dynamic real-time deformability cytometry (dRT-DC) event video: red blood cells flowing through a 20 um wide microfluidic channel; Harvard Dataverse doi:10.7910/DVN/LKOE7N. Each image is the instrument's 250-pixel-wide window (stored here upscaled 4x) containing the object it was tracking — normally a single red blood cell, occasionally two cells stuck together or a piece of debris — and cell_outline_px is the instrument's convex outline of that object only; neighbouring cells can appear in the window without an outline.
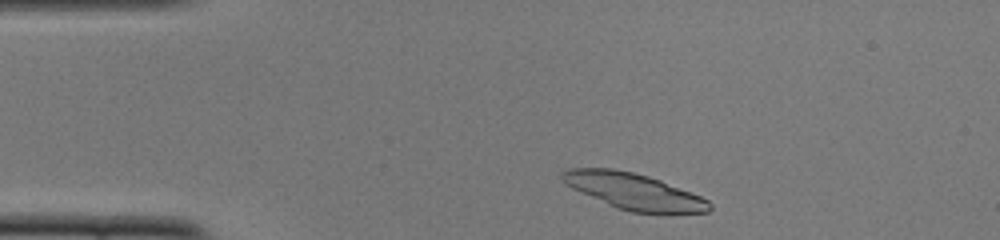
{"species": "common noctule bat (a hibernating species)", "species_latin": "Nyctalus noctula", "temperature_condition": "cold", "stored_images_in_passage": 43, "camera_frame_rate_fps": 3000, "um_per_image_px": 0.085, "animal": {"sex": "female", "body_mass_g": 22.0, "forearm_length_mm": 56.7}, "frame": {"image": 1, "passage_image": 2, "time_ms": 0.333, "image_size_px": [1000, 240], "cell_outline_px": [[712, 208], [708, 212], [632, 212], [616, 208], [580, 192], [564, 184], [560, 180], [560, 172], [568, 168], [612, 168], [632, 172], [648, 176], [660, 180], [700, 196], [708, 200], [712, 204]], "centroid_in_image_um": [53.8, 16.24], "position_along_channel_um": 31.2, "area_um2": 30.81}}
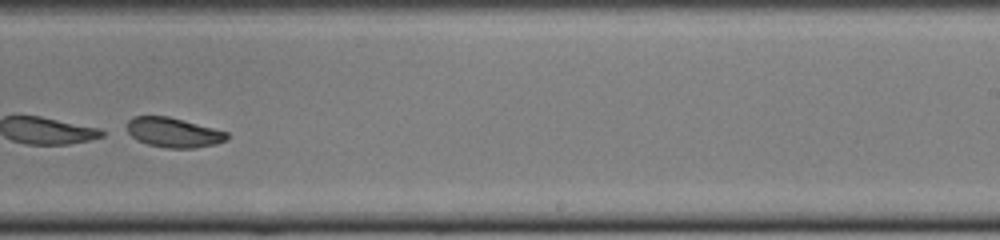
{"frame": {"image": 2, "passage_image": 25, "time_ms": 8.0, "image_size_px": [1000, 240], "cell_outline_px": [[228, 140], [216, 144], [196, 148], [168, 148], [148, 144], [136, 140], [128, 132], [128, 120], [132, 116], [168, 116], [228, 132]], "centroid_in_image_um": [14.76, 11.27], "position_along_channel_um": 274.2, "area_um2": 17.28}}